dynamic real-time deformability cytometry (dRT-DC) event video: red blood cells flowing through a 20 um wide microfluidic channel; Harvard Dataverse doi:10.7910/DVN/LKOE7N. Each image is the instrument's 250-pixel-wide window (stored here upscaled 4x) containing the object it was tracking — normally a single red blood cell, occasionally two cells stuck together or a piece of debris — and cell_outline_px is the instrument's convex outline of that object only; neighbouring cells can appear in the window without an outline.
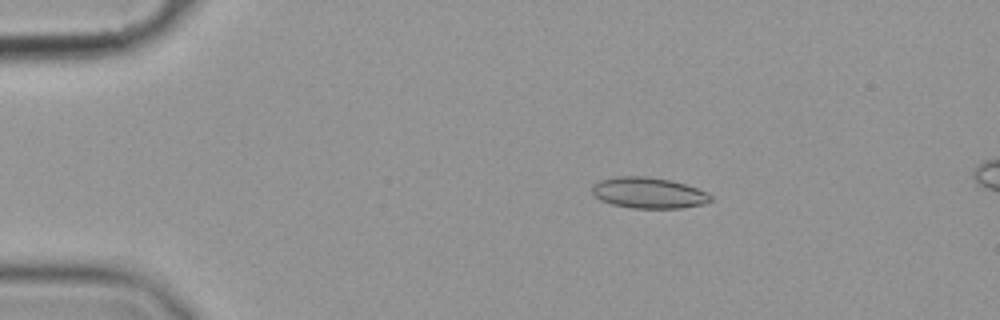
{"species": "common noctule bat (a hibernating species)", "species_latin": "Nyctalus noctula", "temperature_condition": "cold", "stored_images_in_passage": 9, "camera_frame_rate_fps": 3000, "um_per_image_px": 0.085, "animal": {"sex": "female", "body_mass_g": 19.9}, "frame": {"image": 1, "passage_image": 1, "time_ms": 0.0, "image_size_px": [1000, 320], "cell_outline_px": [[712, 200], [704, 204], [680, 208], [632, 208], [612, 204], [600, 200], [592, 192], [592, 184], [600, 180], [616, 176], [648, 176], [672, 180], [708, 192], [712, 196]], "centroid_in_image_um": [55.13, 16.38], "position_along_channel_um": 29.9, "area_um2": 21.5}}